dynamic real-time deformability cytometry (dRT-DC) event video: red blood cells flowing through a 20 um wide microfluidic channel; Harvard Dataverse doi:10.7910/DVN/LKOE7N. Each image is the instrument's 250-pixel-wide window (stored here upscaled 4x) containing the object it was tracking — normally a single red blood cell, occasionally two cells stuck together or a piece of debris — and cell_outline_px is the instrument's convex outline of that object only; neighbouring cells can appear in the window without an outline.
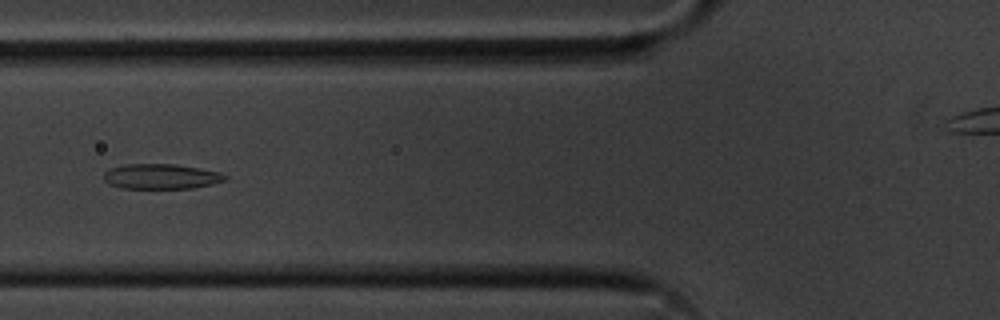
{"species": "common noctule bat (a hibernating species)", "species_latin": "Nyctalus noctula", "temperature_condition": "cold", "stored_images_in_passage": 50, "camera_frame_rate_fps": 3000, "um_per_image_px": 0.085, "animal": {"sex": "male", "body_mass_g": 20.1, "forearm_length_mm": 53.5}, "frame": {"image": 1, "passage_image": 16, "time_ms": 5.0, "image_size_px": [1000, 320], "cell_outline_px": [[228, 176], [224, 180], [212, 184], [192, 188], [120, 188], [108, 184], [104, 180], [104, 172], [108, 168], [124, 164], [176, 164], [220, 172]], "centroid_in_image_um": [13.64, 14.99], "position_along_channel_um": 112.2, "area_um2": 17.8}}
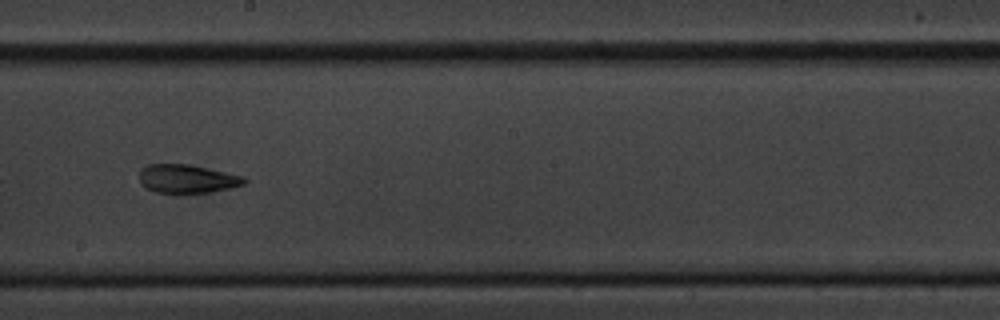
{"frame": {"image": 2, "passage_image": 26, "time_ms": 8.333, "image_size_px": [1000, 320], "cell_outline_px": [[248, 180], [244, 184], [232, 188], [208, 192], [156, 192], [140, 184], [140, 168], [148, 164], [188, 164], [244, 176]], "centroid_in_image_um": [15.91, 15.18], "position_along_channel_um": 232.3, "area_um2": 17.28}}
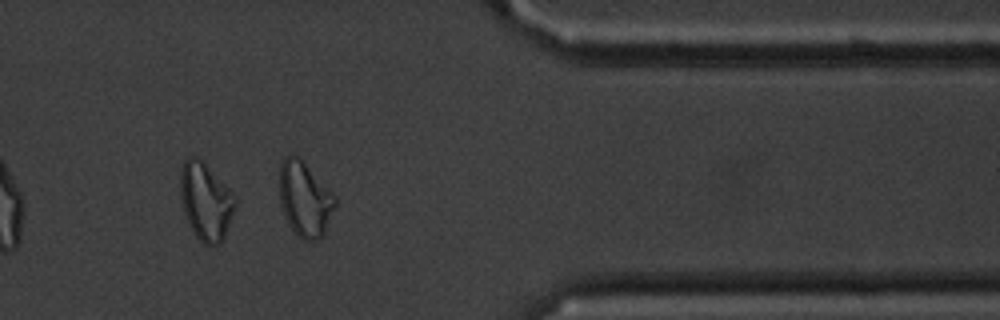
{"frame": {"image": 3, "passage_image": 40, "time_ms": 13.0, "image_size_px": [1000, 320], "cell_outline_px": [[336, 204], [324, 232], [320, 240], [304, 240], [296, 236], [288, 224], [284, 216], [280, 204], [280, 160], [284, 156], [300, 156], [336, 196]], "centroid_in_image_um": [25.9, 16.91], "position_along_channel_um": 385.5, "area_um2": 24.57}, "authors_computed_cell_mechanics": {"area_um2": 18.9873, "velocity_mm_per_s": 3.6078, "shape_relaxation_time_tau1_ms": 5.5071, "shape_relaxation_time_tau2_ms": 2.771, "deformation_change_tau1": 0.1474, "deformation_change_tau2": 0.1049}}